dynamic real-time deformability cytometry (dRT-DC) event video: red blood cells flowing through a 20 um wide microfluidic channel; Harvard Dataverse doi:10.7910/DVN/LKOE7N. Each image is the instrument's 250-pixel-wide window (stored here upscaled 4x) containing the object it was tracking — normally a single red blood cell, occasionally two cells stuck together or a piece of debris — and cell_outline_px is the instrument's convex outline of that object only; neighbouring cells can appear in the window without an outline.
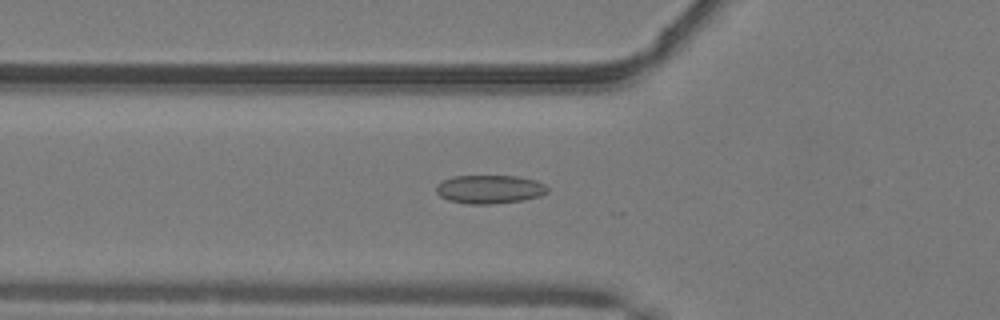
{"species": "common noctule bat (a hibernating species)", "species_latin": "Nyctalus noctula", "temperature_condition": "warm", "stored_images_in_passage": 27, "camera_frame_rate_fps": 3000, "um_per_image_px": 0.085, "animal": {"sex": "male", "body_mass_g": 19.2, "forearm_length_mm": 51.8}, "frame": {"image": 1, "passage_image": 19, "time_ms": 6.0, "image_size_px": [1000, 320], "cell_outline_px": [[548, 192], [540, 196], [520, 200], [492, 204], [468, 204], [448, 200], [440, 196], [436, 192], [436, 184], [452, 176], [516, 176], [536, 180], [544, 184], [548, 188]], "centroid_in_image_um": [41.6, 16.08], "position_along_channel_um": 84.2, "area_um2": 18.5}}
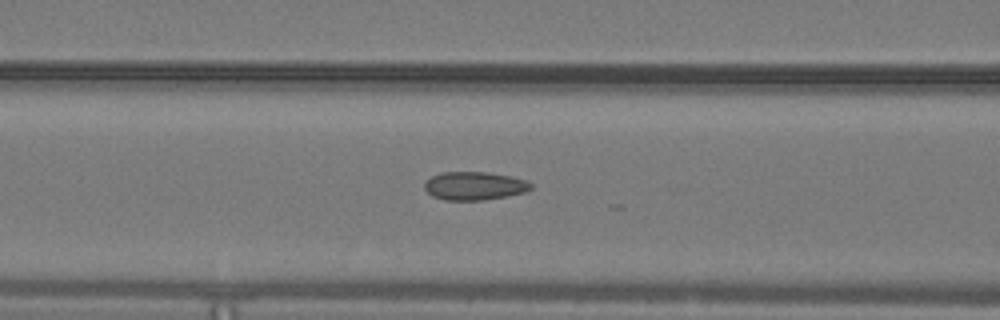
{"frame": {"image": 2, "passage_image": 22, "time_ms": 7.0, "image_size_px": [1000, 320], "cell_outline_px": [[532, 188], [524, 192], [508, 196], [484, 200], [444, 200], [432, 196], [424, 188], [424, 184], [432, 176], [440, 172], [488, 172], [512, 176], [524, 180], [532, 184]], "centroid_in_image_um": [40.32, 15.8], "position_along_channel_um": 126.3, "area_um2": 17.57}}
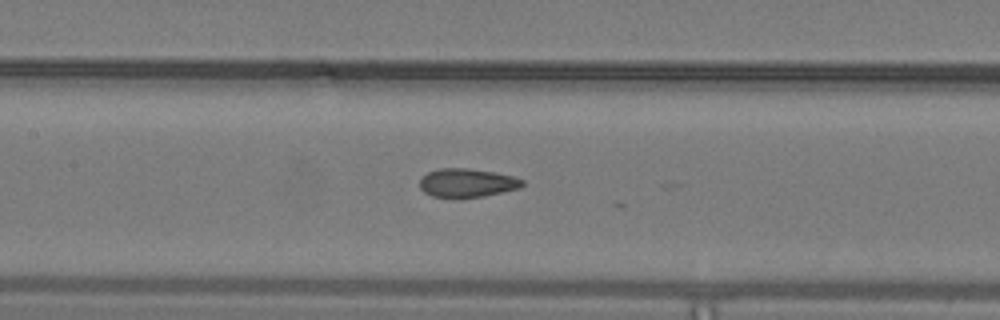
{"frame": {"image": 3, "passage_image": 25, "time_ms": 8.0, "image_size_px": [1000, 320], "cell_outline_px": [[524, 184], [520, 188], [484, 196], [432, 196], [424, 192], [420, 188], [420, 180], [428, 172], [440, 168], [468, 168], [516, 176], [524, 180]], "centroid_in_image_um": [39.74, 15.52], "position_along_channel_um": 167.7, "area_um2": 16.82}}